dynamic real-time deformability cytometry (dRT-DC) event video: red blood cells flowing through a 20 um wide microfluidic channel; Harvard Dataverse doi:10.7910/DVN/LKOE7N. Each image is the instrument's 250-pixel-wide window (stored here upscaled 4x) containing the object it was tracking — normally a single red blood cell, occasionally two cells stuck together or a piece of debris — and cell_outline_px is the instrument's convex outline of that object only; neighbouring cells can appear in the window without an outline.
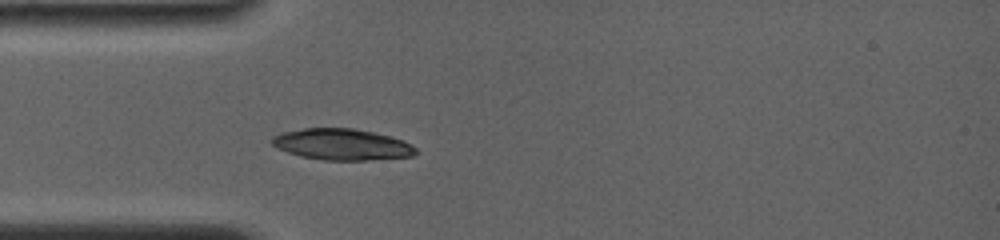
{"species": "common noctule bat (a hibernating species)", "species_latin": "Nyctalus noctula", "temperature_condition": "room temperature", "stored_images_in_passage": 40, "camera_frame_rate_fps": 4000, "um_per_image_px": 0.085, "animal": {"sex": "female", "body_mass_g": 19.0, "forearm_length_mm": 56.7}, "frame": {"image": 1, "passage_image": 1, "time_ms": 0.0, "image_size_px": [1000, 240], "cell_outline_px": [[420, 152], [412, 156], [364, 160], [324, 160], [300, 156], [288, 152], [272, 144], [272, 136], [280, 132], [304, 128], [352, 128], [372, 132], [388, 136], [400, 140], [416, 148]], "centroid_in_image_um": [29.03, 12.27], "position_along_channel_um": 56.0, "area_um2": 25.89}}
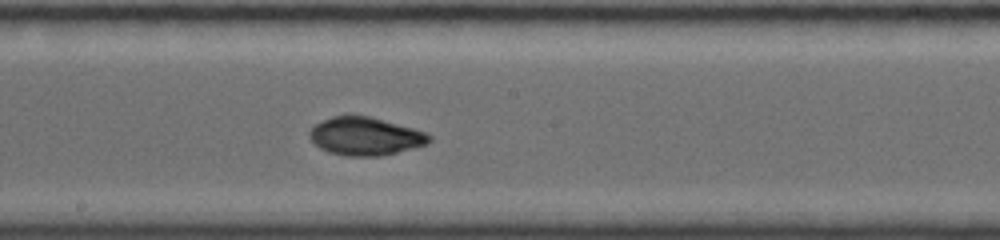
{"frame": {"image": 2, "passage_image": 17, "time_ms": 4.25, "image_size_px": [1000, 240], "cell_outline_px": [[432, 140], [428, 144], [380, 156], [348, 156], [328, 152], [320, 148], [308, 136], [308, 132], [316, 124], [332, 116], [344, 112], [348, 112], [368, 116], [412, 128], [424, 132], [432, 136]], "centroid_in_image_um": [31.01, 11.55], "position_along_channel_um": 217.2, "area_um2": 26.76}}
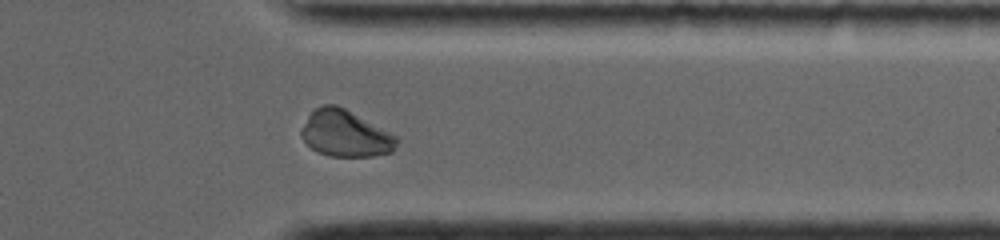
{"frame": {"image": 3, "passage_image": 35, "time_ms": 8.5, "image_size_px": [1000, 240], "cell_outline_px": [[400, 140], [392, 152], [376, 156], [328, 156], [316, 152], [300, 136], [300, 132], [308, 116], [316, 108], [324, 104], [336, 104], [344, 108], [396, 136]], "centroid_in_image_um": [29.35, 11.37], "position_along_channel_um": 382.1, "area_um2": 25.61}, "authors_computed_cell_mechanics": {"area_um2": 26.5302, "velocity_mm_per_s": 3.8544, "shape_relaxation_time_tau1_ms": 8.6641, "shape_relaxation_time_tau2_ms": 1.1918, "deformation_change_tau1": 0.3875, "deformation_change_tau2": 0.0324}}